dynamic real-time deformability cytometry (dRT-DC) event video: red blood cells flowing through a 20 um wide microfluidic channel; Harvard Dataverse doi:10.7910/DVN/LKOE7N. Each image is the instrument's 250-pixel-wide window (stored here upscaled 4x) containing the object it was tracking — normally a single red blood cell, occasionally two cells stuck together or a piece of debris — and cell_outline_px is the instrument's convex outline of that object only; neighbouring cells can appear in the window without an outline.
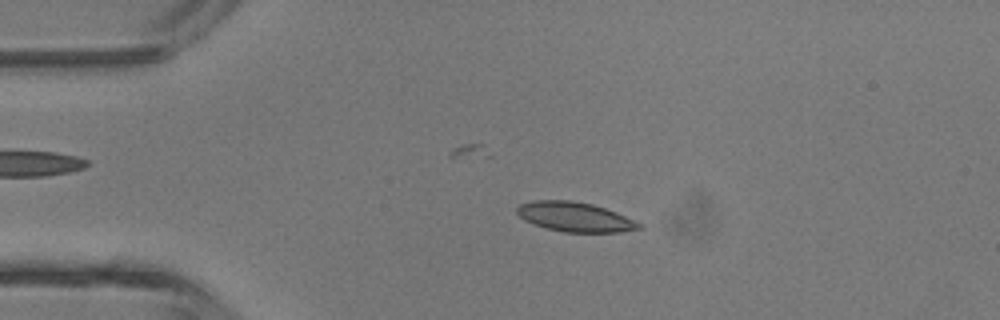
{"species": "common noctule bat (a hibernating species)", "species_latin": "Nyctalus noctula", "temperature_condition": "room temperature", "stored_images_in_passage": 5, "camera_frame_rate_fps": 3000, "um_per_image_px": 0.085, "animal": {"sex": "male", "body_mass_g": 13.3}, "frame": {"image": 1, "passage_image": 3, "time_ms": 2.333, "image_size_px": [1000, 320], "cell_outline_px": [[644, 228], [620, 232], [564, 232], [532, 224], [524, 220], [516, 212], [516, 208], [520, 204], [532, 200], [572, 200], [592, 204], [616, 212], [644, 224]], "centroid_in_image_um": [48.88, 18.43], "position_along_channel_um": 36.1, "area_um2": 21.15}}
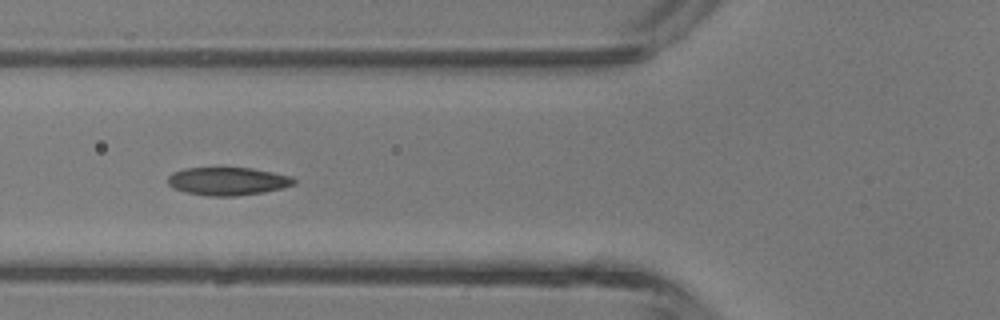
{"frame": {"image": 2, "passage_image": 5, "time_ms": 4.667, "image_size_px": [1000, 320], "cell_outline_px": [[296, 184], [264, 192], [236, 196], [208, 196], [184, 192], [172, 188], [168, 184], [168, 176], [172, 172], [184, 168], [252, 168], [292, 176], [296, 180]], "centroid_in_image_um": [19.33, 15.4], "position_along_channel_um": 106.5, "area_um2": 20.69}}